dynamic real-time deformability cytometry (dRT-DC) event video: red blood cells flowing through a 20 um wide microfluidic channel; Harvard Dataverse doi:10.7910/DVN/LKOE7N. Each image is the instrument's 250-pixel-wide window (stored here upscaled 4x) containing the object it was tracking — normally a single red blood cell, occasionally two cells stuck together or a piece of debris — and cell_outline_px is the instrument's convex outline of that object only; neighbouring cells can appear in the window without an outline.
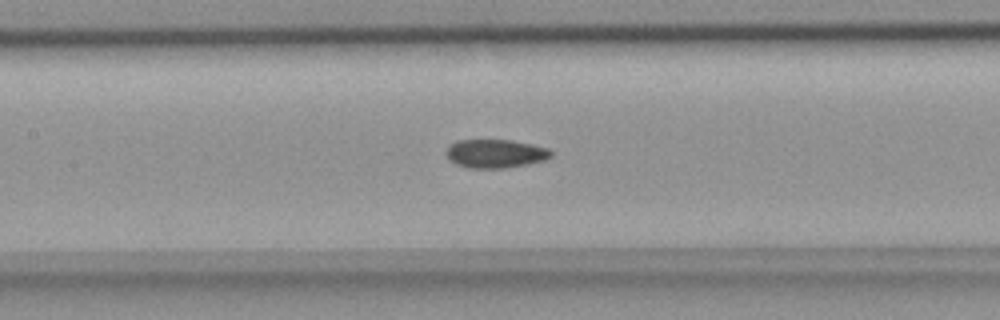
{"species": "common noctule bat (a hibernating species)", "species_latin": "Nyctalus noctula", "temperature_condition": "room temperature", "stored_images_in_passage": 37, "camera_frame_rate_fps": 3000, "um_per_image_px": 0.085, "animal": {"sex": "female", "body_mass_g": 18.4}, "frame": {"image": 1, "passage_image": 18, "time_ms": 5.667, "image_size_px": [1000, 320], "cell_outline_px": [[552, 156], [544, 160], [504, 168], [468, 168], [456, 164], [448, 156], [448, 148], [456, 140], [512, 140], [532, 144], [548, 148], [552, 152]], "centroid_in_image_um": [42.14, 13.05], "position_along_channel_um": 165.3, "area_um2": 17.17}}
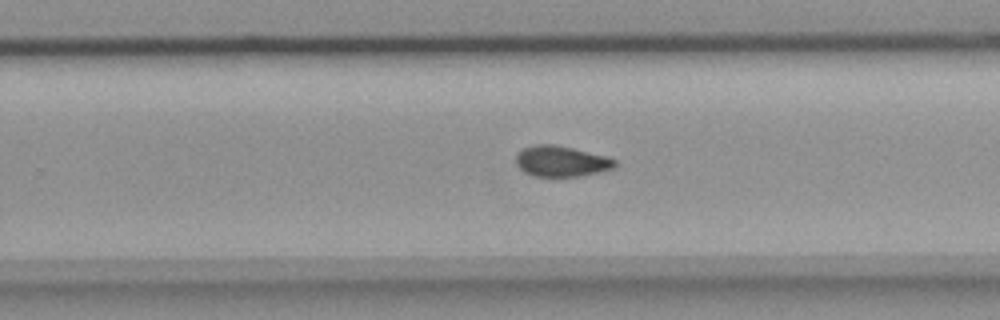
{"frame": {"image": 2, "passage_image": 27, "time_ms": 8.667, "image_size_px": [1000, 320], "cell_outline_px": [[616, 168], [576, 176], [536, 176], [524, 172], [516, 164], [516, 156], [520, 148], [536, 144], [556, 144], [604, 156], [616, 160]], "centroid_in_image_um": [47.66, 13.69], "position_along_channel_um": 282.1, "area_um2": 17.57}}
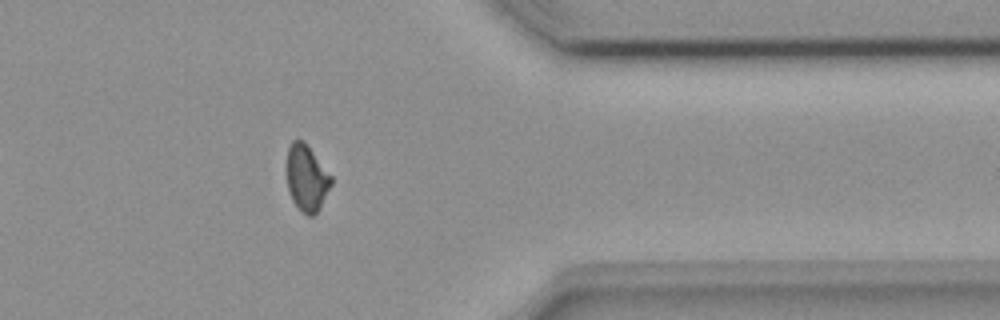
{"frame": {"image": 3, "passage_image": 36, "time_ms": 11.667, "image_size_px": [1000, 320], "cell_outline_px": [[332, 184], [320, 208], [312, 216], [308, 216], [300, 212], [292, 200], [288, 188], [284, 168], [288, 148], [292, 140], [304, 140], [332, 176]], "centroid_in_image_um": [26.03, 15.12], "position_along_channel_um": 385.4, "area_um2": 17.69}}